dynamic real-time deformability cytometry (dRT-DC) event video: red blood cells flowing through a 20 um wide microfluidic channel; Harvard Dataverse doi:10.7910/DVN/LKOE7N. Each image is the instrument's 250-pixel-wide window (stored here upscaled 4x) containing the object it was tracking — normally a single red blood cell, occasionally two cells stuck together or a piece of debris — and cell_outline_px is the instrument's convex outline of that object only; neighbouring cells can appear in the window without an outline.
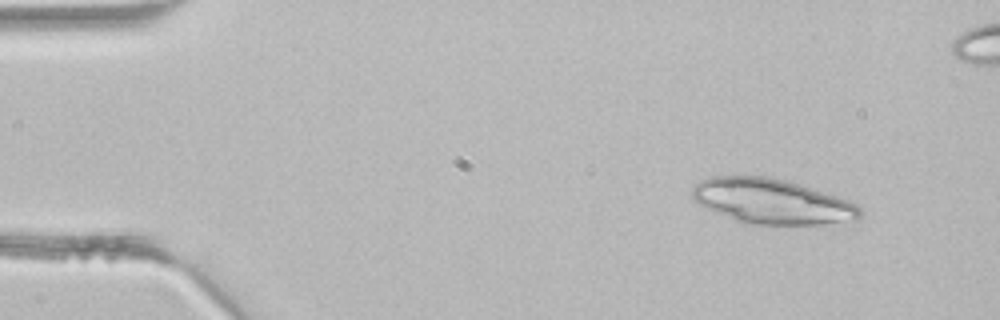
{"species": "common noctule bat (a hibernating species)", "species_latin": "Nyctalus noctula", "temperature_condition": "room temperature", "stored_images_in_passage": 42, "camera_frame_rate_fps": 3000, "um_per_image_px": 0.085, "animal": {"sex": "male", "body_mass_g": 21.5, "forearm_length_mm": 52.0}, "frame": {"image": 1, "passage_image": 3, "time_ms": 0.667, "image_size_px": [1000, 320], "cell_outline_px": [[864, 212], [856, 220], [820, 224], [740, 224], [700, 204], [692, 196], [692, 188], [696, 184], [712, 176], [764, 176], [784, 180], [800, 184], [848, 200], [856, 204]], "centroid_in_image_um": [65.62, 17.13], "position_along_channel_um": 19.4, "area_um2": 43.75}}
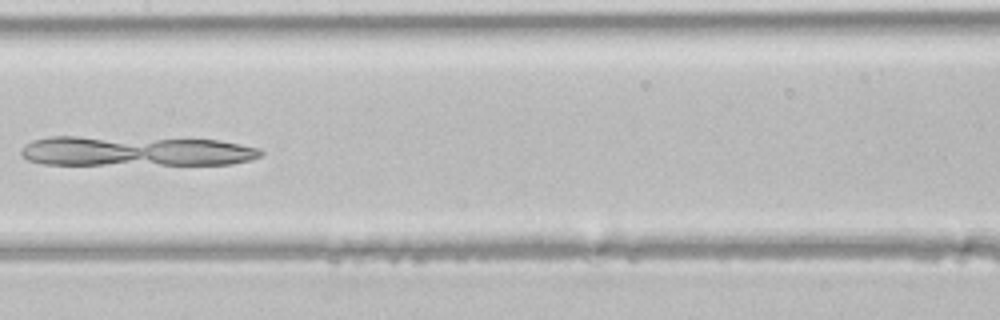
{"frame": {"image": 2, "passage_image": 20, "time_ms": 6.333, "image_size_px": [1000, 320], "cell_outline_px": [[264, 152], [260, 156], [252, 160], [232, 164], [44, 164], [28, 160], [20, 152], [24, 144], [32, 140], [48, 136], [76, 136], [220, 140], [260, 148]], "centroid_in_image_um": [11.54, 12.84], "position_along_channel_um": 195.9, "area_um2": 42.02}}
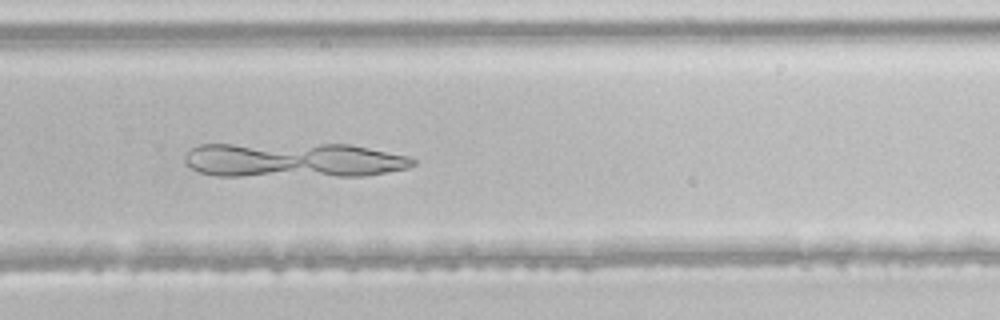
{"frame": {"image": 3, "passage_image": 27, "time_ms": 8.667, "image_size_px": [1000, 320], "cell_outline_px": [[416, 164], [408, 168], [364, 176], [216, 176], [200, 172], [192, 168], [184, 160], [184, 156], [192, 148], [200, 144], [348, 144], [408, 156], [416, 160]], "centroid_in_image_um": [24.95, 13.61], "position_along_channel_um": 304.9, "area_um2": 46.53}}